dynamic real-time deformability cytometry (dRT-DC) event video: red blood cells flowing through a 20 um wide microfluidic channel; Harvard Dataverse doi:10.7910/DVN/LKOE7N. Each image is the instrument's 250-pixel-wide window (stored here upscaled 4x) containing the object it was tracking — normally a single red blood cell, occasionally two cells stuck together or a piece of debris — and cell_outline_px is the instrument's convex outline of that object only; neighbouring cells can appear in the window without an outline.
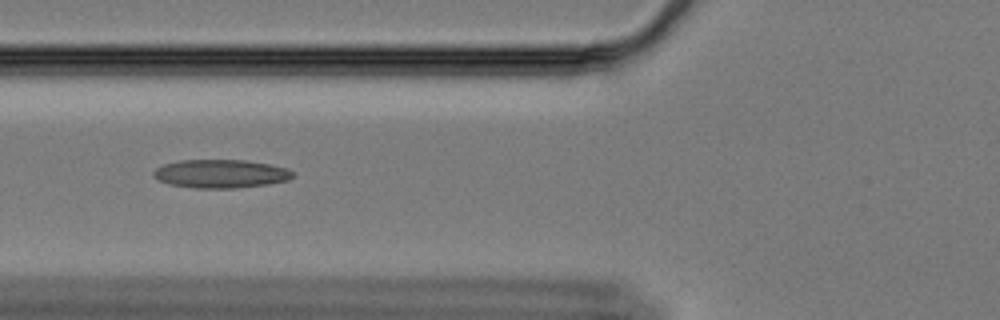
{"species": "Egyptian fruit bat (a non-hibernating species)", "species_latin": "Rousettus aegyptiacus", "temperature_condition": "cold", "stored_images_in_passage": 28, "camera_frame_rate_fps": 3000, "um_per_image_px": 0.085, "animal": {"sex": "female"}, "frame": {"image": 1, "passage_image": 9, "time_ms": 2.667, "image_size_px": [1000, 320], "cell_outline_px": [[292, 176], [288, 180], [264, 184], [236, 188], [196, 188], [168, 184], [152, 176], [152, 172], [156, 168], [164, 164], [180, 160], [244, 160], [268, 164], [288, 168], [292, 172]], "centroid_in_image_um": [18.71, 14.76], "position_along_channel_um": 107.1, "area_um2": 22.89}}
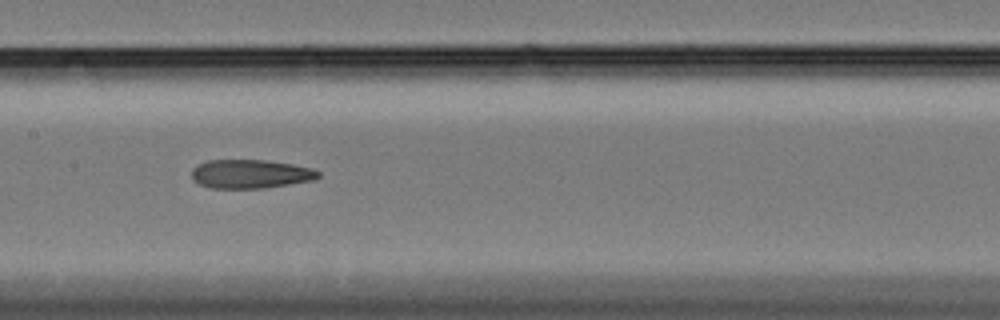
{"frame": {"image": 2, "passage_image": 16, "time_ms": 5.0, "image_size_px": [1000, 320], "cell_outline_px": [[320, 176], [316, 180], [264, 188], [212, 188], [200, 184], [192, 180], [192, 168], [208, 160], [268, 160], [292, 164], [312, 168], [320, 172]], "centroid_in_image_um": [21.32, 14.78], "position_along_channel_um": 186.1, "area_um2": 21.33}}
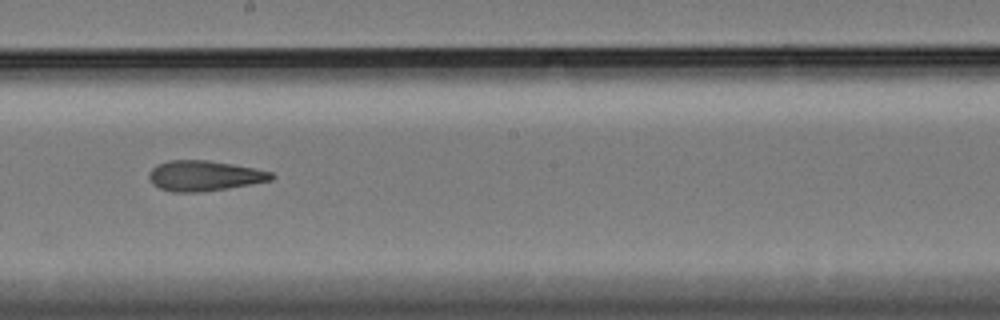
{"frame": {"image": 3, "passage_image": 20, "time_ms": 6.333, "image_size_px": [1000, 320], "cell_outline_px": [[276, 176], [272, 180], [200, 192], [172, 192], [160, 188], [152, 184], [148, 176], [148, 172], [156, 164], [168, 160], [208, 160], [232, 164], [272, 172]], "centroid_in_image_um": [17.31, 14.93], "position_along_channel_um": 230.9, "area_um2": 21.5}}